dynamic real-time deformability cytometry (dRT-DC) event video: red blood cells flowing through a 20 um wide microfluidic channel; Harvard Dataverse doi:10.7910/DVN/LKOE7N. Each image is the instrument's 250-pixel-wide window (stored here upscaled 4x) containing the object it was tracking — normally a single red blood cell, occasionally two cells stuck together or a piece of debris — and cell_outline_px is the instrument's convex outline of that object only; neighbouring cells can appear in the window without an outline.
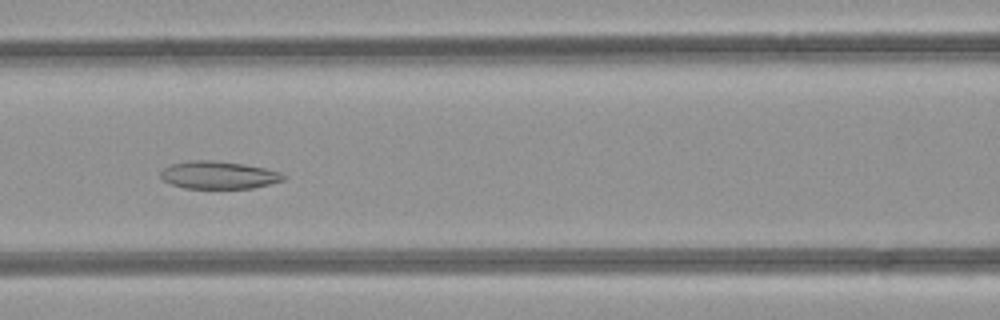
{"species": "common noctule bat (a hibernating species)", "species_latin": "Nyctalus noctula", "temperature_condition": "room temperature", "stored_images_in_passage": 42, "camera_frame_rate_fps": 3000, "um_per_image_px": 0.085, "animal": {"sex": "female", "body_mass_g": 21.9}, "frame": {"image": 1, "passage_image": 14, "time_ms": 4.333, "image_size_px": [1000, 320], "cell_outline_px": [[288, 176], [284, 180], [252, 188], [184, 188], [172, 184], [164, 180], [160, 176], [160, 172], [164, 168], [172, 164], [188, 160], [212, 160], [244, 164], [264, 168], [280, 172]], "centroid_in_image_um": [18.59, 14.87], "position_along_channel_um": 148.0, "area_um2": 19.71}}
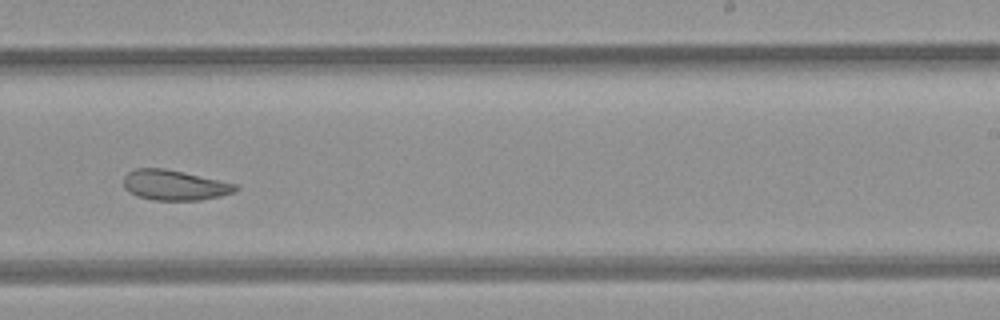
{"frame": {"image": 2, "passage_image": 23, "time_ms": 7.333, "image_size_px": [1000, 320], "cell_outline_px": [[240, 188], [236, 192], [220, 196], [200, 200], [152, 200], [136, 196], [128, 192], [124, 188], [124, 176], [128, 172], [136, 168], [164, 168], [236, 184]], "centroid_in_image_um": [14.81, 15.75], "position_along_channel_um": 274.2, "area_um2": 19.71}}
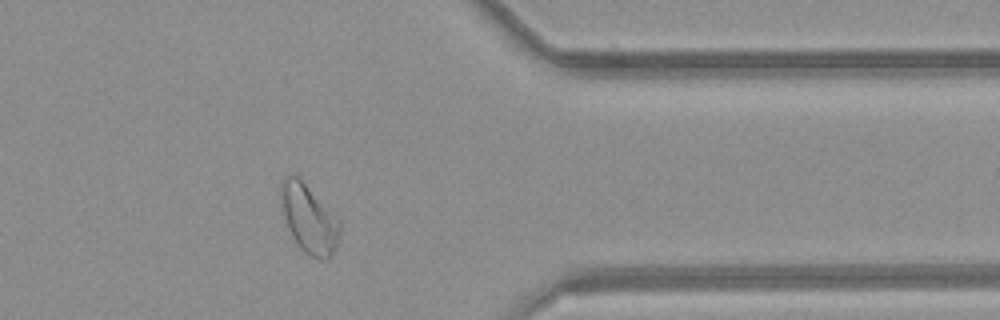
{"frame": {"image": 3, "passage_image": 32, "time_ms": 10.333, "image_size_px": [1000, 320], "cell_outline_px": [[340, 232], [336, 248], [328, 260], [320, 260], [304, 252], [300, 248], [292, 236], [288, 228], [284, 216], [280, 192], [280, 184], [284, 176], [288, 172], [300, 176], [340, 220]], "centroid_in_image_um": [26.26, 18.55], "position_along_channel_um": 385.1, "area_um2": 23.93}, "authors_computed_cell_mechanics": {"area_um2": 22.7443, "velocity_mm_per_s": 4.2203, "shape_relaxation_time_tau1_ms": null, "shape_relaxation_time_tau2_ms": 7.044, "deformation_change_tau1": null, "deformation_change_tau2": 0.1447}}